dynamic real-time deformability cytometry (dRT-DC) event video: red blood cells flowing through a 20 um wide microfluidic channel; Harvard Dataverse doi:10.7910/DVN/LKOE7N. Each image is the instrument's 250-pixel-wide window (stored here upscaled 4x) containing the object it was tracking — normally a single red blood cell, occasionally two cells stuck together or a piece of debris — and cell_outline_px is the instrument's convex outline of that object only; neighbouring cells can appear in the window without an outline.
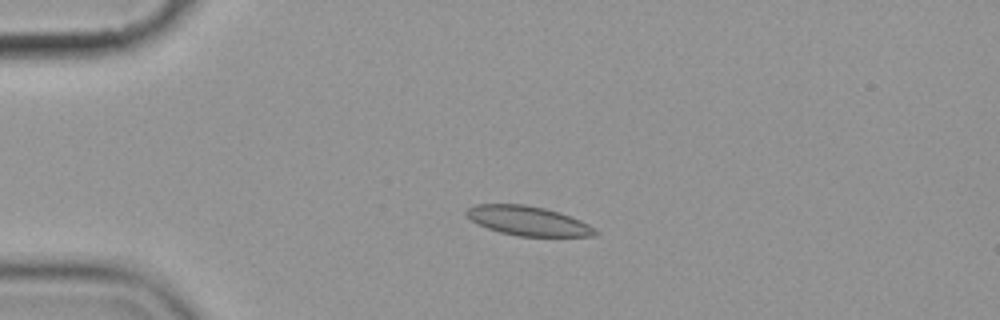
{"species": "common noctule bat (a hibernating species)", "species_latin": "Nyctalus noctula", "temperature_condition": "cold", "stored_images_in_passage": 2, "camera_frame_rate_fps": 3000, "um_per_image_px": 0.085, "animal": {"sex": "female", "body_mass_g": 19.9}, "frame": {"image": 1, "passage_image": 1, "time_ms": 0.0, "image_size_px": [1000, 320], "cell_outline_px": [[600, 232], [596, 236], [516, 236], [500, 232], [476, 224], [464, 212], [468, 208], [476, 204], [524, 204], [544, 208], [560, 212], [580, 220], [596, 228]], "centroid_in_image_um": [44.91, 18.77], "position_along_channel_um": 40.1, "area_um2": 22.14}}